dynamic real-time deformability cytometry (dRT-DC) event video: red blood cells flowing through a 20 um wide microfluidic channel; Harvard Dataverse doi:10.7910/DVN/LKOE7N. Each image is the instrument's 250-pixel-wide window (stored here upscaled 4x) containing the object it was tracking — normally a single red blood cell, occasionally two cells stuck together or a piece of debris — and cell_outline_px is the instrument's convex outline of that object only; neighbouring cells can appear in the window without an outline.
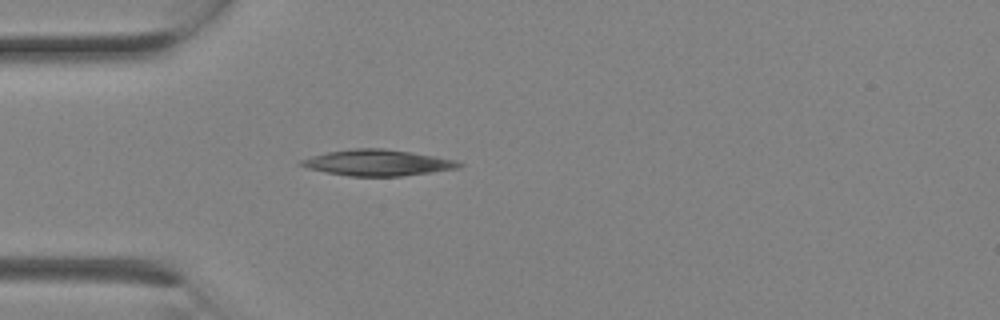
{"species": "Egyptian fruit bat (a non-hibernating species)", "species_latin": "Rousettus aegyptiacus", "temperature_condition": "room temperature", "stored_images_in_passage": 3, "segment_of_instrument_passage": [1, 2], "camera_frame_rate_fps": 3000, "um_per_image_px": 0.085, "animal": {"sex": "female"}, "frame": {"image": 1, "passage_image": 2, "time_ms": 0.333, "image_size_px": [1000, 320], "cell_outline_px": [[464, 164], [460, 168], [432, 172], [400, 176], [348, 176], [308, 168], [296, 164], [300, 160], [312, 156], [328, 152], [352, 148], [384, 148], [460, 160]], "centroid_in_image_um": [32.13, 13.83], "position_along_channel_um": 52.9, "area_um2": 23.99}}